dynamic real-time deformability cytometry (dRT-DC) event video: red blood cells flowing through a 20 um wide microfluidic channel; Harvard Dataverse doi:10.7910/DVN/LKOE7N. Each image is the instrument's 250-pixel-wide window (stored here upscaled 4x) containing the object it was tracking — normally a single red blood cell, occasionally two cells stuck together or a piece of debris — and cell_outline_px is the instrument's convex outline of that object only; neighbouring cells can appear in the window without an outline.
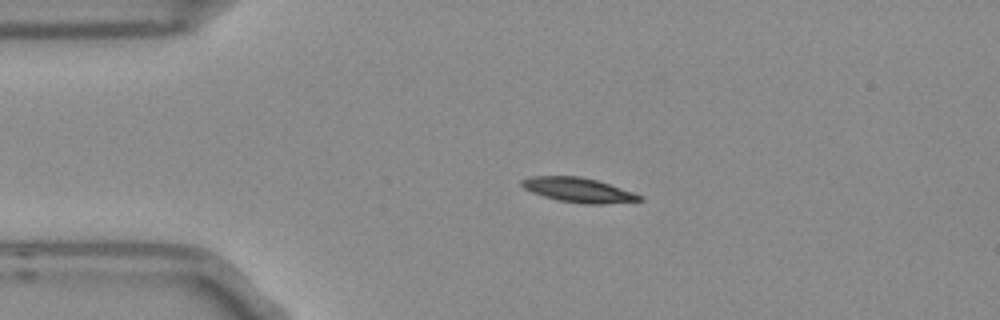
{"species": "Egyptian fruit bat (a non-hibernating species)", "species_latin": "Rousettus aegyptiacus", "temperature_condition": "room temperature", "stored_images_in_passage": 2, "camera_frame_rate_fps": 3000, "um_per_image_px": 0.085, "frame": {"image": 1, "passage_image": 1, "time_ms": 0.0, "image_size_px": [1000, 320], "cell_outline_px": [[644, 200], [604, 204], [584, 204], [556, 200], [532, 192], [524, 188], [520, 184], [520, 180], [532, 176], [580, 176], [596, 180], [644, 196]], "centroid_in_image_um": [49.15, 16.15], "position_along_channel_um": 35.8, "area_um2": 16.82}}